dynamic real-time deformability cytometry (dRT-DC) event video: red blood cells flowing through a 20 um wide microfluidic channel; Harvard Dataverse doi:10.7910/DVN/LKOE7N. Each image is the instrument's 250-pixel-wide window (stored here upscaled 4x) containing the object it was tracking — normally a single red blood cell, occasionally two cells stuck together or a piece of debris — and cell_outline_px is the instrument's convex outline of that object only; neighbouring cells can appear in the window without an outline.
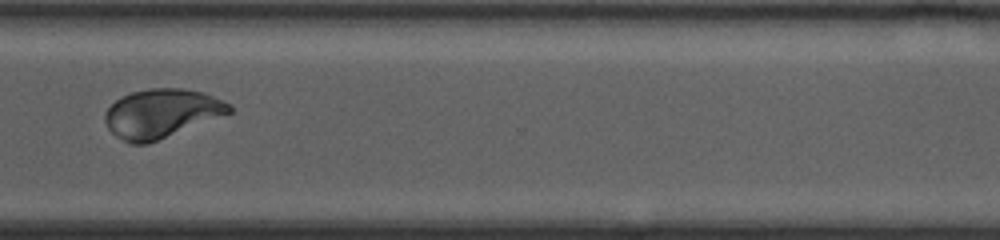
{"species": "human", "species_latin": "Homo sapiens", "temperature_condition": "warm", "stored_images_in_passage": 65, "camera_frame_rate_fps": 3000, "um_per_image_px": 0.085, "donor": {"sex": "female"}, "frame": {"image": 1, "passage_image": 52, "time_ms": 17.0, "image_size_px": [1000, 240], "cell_outline_px": [[232, 112], [148, 144], [132, 144], [116, 136], [108, 128], [104, 120], [104, 112], [120, 96], [132, 92], [148, 88], [184, 88], [204, 92], [232, 104]], "centroid_in_image_um": [13.72, 9.63], "position_along_channel_um": 356.9, "area_um2": 35.43}}